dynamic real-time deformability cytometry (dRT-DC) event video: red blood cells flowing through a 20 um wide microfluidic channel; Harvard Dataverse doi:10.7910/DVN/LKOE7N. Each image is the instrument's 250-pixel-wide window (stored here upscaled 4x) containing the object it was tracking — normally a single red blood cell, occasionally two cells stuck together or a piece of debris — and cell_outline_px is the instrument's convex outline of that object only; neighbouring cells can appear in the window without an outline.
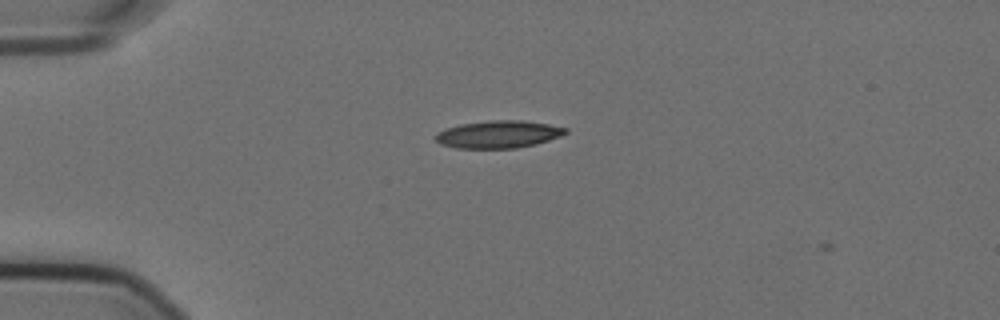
{"species": "Egyptian fruit bat (a non-hibernating species)", "species_latin": "Rousettus aegyptiacus", "temperature_condition": "cold", "stored_images_in_passage": 4, "camera_frame_rate_fps": 3000, "um_per_image_px": 0.085, "animal": {"sex": "female"}, "frame": {"image": 1, "passage_image": 2, "time_ms": 0.333, "image_size_px": [1000, 320], "cell_outline_px": [[568, 132], [560, 136], [536, 144], [516, 148], [456, 148], [440, 144], [436, 140], [436, 132], [460, 124], [488, 120], [520, 120], [548, 124], [568, 128]], "centroid_in_image_um": [42.37, 11.41], "position_along_channel_um": 42.6, "area_um2": 20.75}}